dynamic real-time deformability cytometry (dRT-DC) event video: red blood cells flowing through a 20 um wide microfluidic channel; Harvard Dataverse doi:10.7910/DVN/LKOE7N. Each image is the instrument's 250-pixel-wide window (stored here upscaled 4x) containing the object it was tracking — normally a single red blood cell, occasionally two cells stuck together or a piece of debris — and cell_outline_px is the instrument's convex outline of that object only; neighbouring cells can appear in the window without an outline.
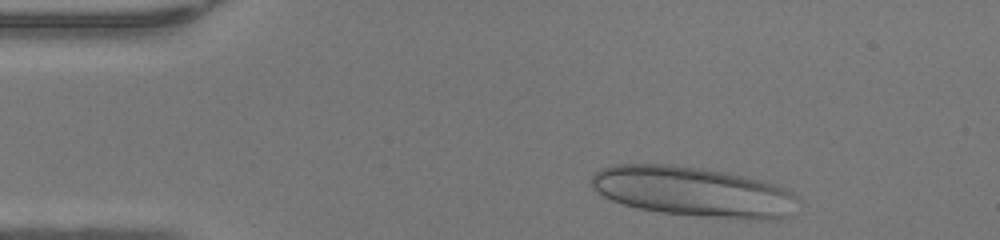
{"species": "human", "species_latin": "Homo sapiens", "temperature_condition": "warm", "stored_images_in_passage": 42, "camera_frame_rate_fps": 3000, "um_per_image_px": 0.085, "donor": {"sex": "female"}, "frame": {"image": 1, "passage_image": 2, "time_ms": 0.333, "image_size_px": [1000, 240], "cell_outline_px": [[800, 200], [792, 216], [776, 220], [756, 220], [696, 216], [660, 212], [640, 208], [624, 204], [612, 200], [604, 196], [592, 188], [592, 176], [600, 168], [616, 164], [672, 164], [728, 172], [748, 176], [784, 188], [792, 192]], "centroid_in_image_um": [59.01, 16.3], "position_along_channel_um": 26.0, "area_um2": 60.69}}
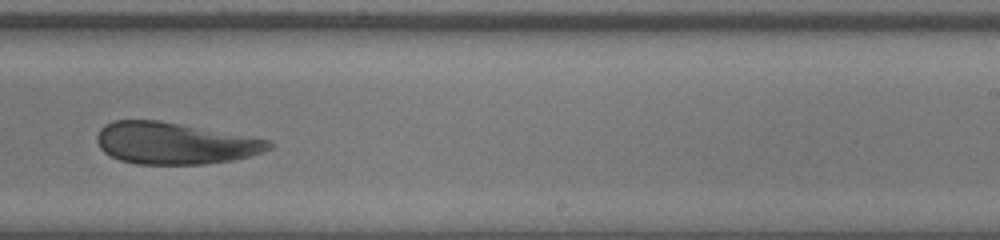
{"frame": {"image": 2, "passage_image": 24, "time_ms": 7.667, "image_size_px": [1000, 240], "cell_outline_px": [[276, 144], [272, 148], [252, 156], [232, 160], [204, 164], [136, 164], [120, 160], [104, 152], [100, 148], [96, 140], [96, 136], [100, 128], [104, 124], [112, 120], [160, 120], [268, 140]], "centroid_in_image_um": [14.82, 12.18], "position_along_channel_um": 274.2, "area_um2": 41.85}}
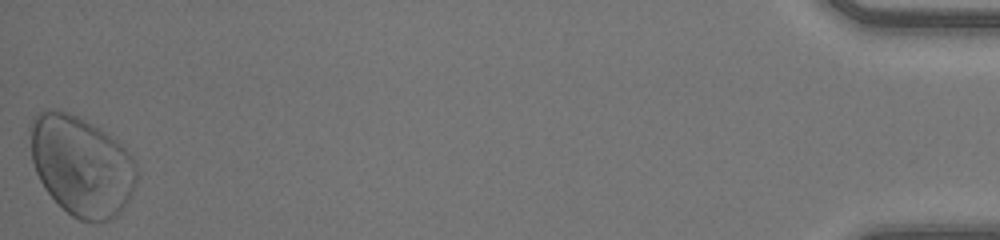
{"frame": {"image": 3, "passage_image": 42, "time_ms": 13.667, "image_size_px": [1000, 240], "cell_outline_px": [[136, 184], [128, 200], [120, 212], [116, 216], [108, 220], [96, 224], [92, 224], [80, 220], [72, 216], [44, 188], [36, 172], [32, 160], [28, 128], [28, 124], [36, 112], [56, 108], [68, 112], [100, 128], [116, 140], [132, 156], [136, 164]], "centroid_in_image_um": [6.89, 14.07], "position_along_channel_um": 428.3, "area_um2": 62.37}, "authors_computed_cell_mechanics": {"area_um2": 49.9681, "velocity_mm_per_s": 4.2783, "shape_relaxation_time_tau1_ms": 10.1718, "shape_relaxation_time_tau2_ms": 1.1861, "deformation_change_tau1": 0.2463, "deformation_change_tau2": 0.0583}}